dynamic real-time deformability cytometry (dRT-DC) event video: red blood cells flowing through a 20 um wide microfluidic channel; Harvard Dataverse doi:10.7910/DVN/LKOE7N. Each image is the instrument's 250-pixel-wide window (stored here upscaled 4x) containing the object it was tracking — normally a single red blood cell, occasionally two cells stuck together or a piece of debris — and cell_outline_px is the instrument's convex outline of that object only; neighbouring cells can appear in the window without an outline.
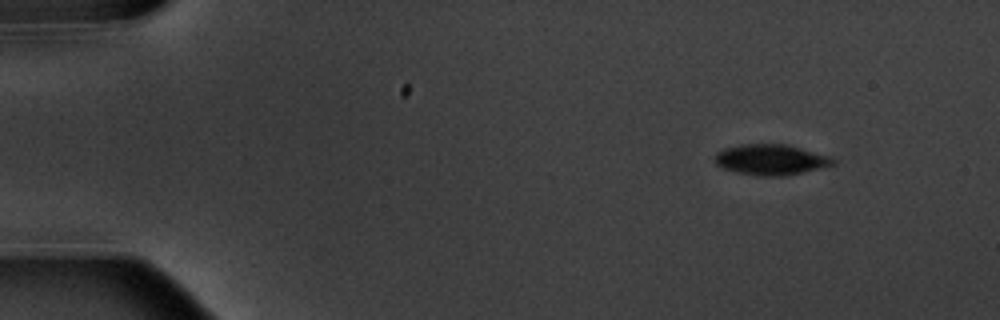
{"species": "common noctule bat (a hibernating species)", "species_latin": "Nyctalus noctula", "temperature_condition": "warm", "stored_images_in_passage": 4, "camera_frame_rate_fps": 3000, "um_per_image_px": 0.085, "animal": {"sex": "male", "body_mass_g": 20.1, "forearm_length_mm": 53.5}, "frame": {"image": 1, "passage_image": 1, "time_ms": 0.0, "image_size_px": [1000, 320], "cell_outline_px": [[836, 164], [820, 168], [784, 176], [756, 176], [736, 172], [724, 168], [716, 164], [716, 152], [724, 148], [740, 144], [788, 144], [832, 156], [836, 160]], "centroid_in_image_um": [65.56, 13.56], "position_along_channel_um": 19.4, "area_um2": 21.27}}
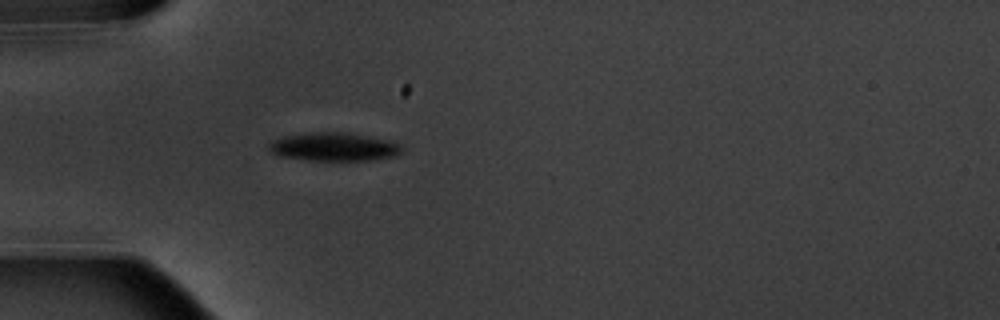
{"frame": {"image": 2, "passage_image": 4, "time_ms": 3.667, "image_size_px": [1000, 320], "cell_outline_px": [[404, 152], [396, 156], [372, 160], [308, 160], [280, 156], [272, 152], [268, 148], [268, 144], [272, 140], [284, 136], [312, 132], [344, 132], [392, 140], [404, 144]], "centroid_in_image_um": [28.47, 12.48], "position_along_channel_um": 56.5, "area_um2": 22.31}}